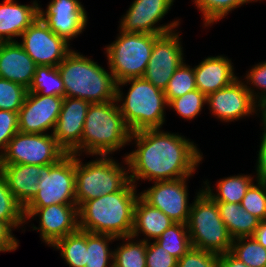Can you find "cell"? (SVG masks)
Wrapping results in <instances>:
<instances>
[{"label":"cell","mask_w":266,"mask_h":267,"mask_svg":"<svg viewBox=\"0 0 266 267\" xmlns=\"http://www.w3.org/2000/svg\"><path fill=\"white\" fill-rule=\"evenodd\" d=\"M132 140L137 149L125 156L123 164L135 186L142 179L155 182L193 176L203 159L193 141L161 128L133 132Z\"/></svg>","instance_id":"6da1fadb"},{"label":"cell","mask_w":266,"mask_h":267,"mask_svg":"<svg viewBox=\"0 0 266 267\" xmlns=\"http://www.w3.org/2000/svg\"><path fill=\"white\" fill-rule=\"evenodd\" d=\"M129 181L120 191L85 201L78 208L79 229L116 238L131 236L138 197Z\"/></svg>","instance_id":"7a4b0ae2"},{"label":"cell","mask_w":266,"mask_h":267,"mask_svg":"<svg viewBox=\"0 0 266 267\" xmlns=\"http://www.w3.org/2000/svg\"><path fill=\"white\" fill-rule=\"evenodd\" d=\"M57 68L65 97L79 98L90 104L116 100L117 83L112 72L89 57L72 50Z\"/></svg>","instance_id":"3957f363"},{"label":"cell","mask_w":266,"mask_h":267,"mask_svg":"<svg viewBox=\"0 0 266 267\" xmlns=\"http://www.w3.org/2000/svg\"><path fill=\"white\" fill-rule=\"evenodd\" d=\"M130 135L116 100L90 104L81 137V154L110 156L129 145Z\"/></svg>","instance_id":"277c9868"},{"label":"cell","mask_w":266,"mask_h":267,"mask_svg":"<svg viewBox=\"0 0 266 267\" xmlns=\"http://www.w3.org/2000/svg\"><path fill=\"white\" fill-rule=\"evenodd\" d=\"M130 85L126 97L121 86ZM124 97V98H123ZM116 101L130 132L162 128L168 106L164 90L155 87L144 77L130 78L117 83Z\"/></svg>","instance_id":"5b68a950"},{"label":"cell","mask_w":266,"mask_h":267,"mask_svg":"<svg viewBox=\"0 0 266 267\" xmlns=\"http://www.w3.org/2000/svg\"><path fill=\"white\" fill-rule=\"evenodd\" d=\"M196 194L187 222L192 247L217 255L230 252L233 238L220 217L217 203L203 189Z\"/></svg>","instance_id":"8992f818"},{"label":"cell","mask_w":266,"mask_h":267,"mask_svg":"<svg viewBox=\"0 0 266 267\" xmlns=\"http://www.w3.org/2000/svg\"><path fill=\"white\" fill-rule=\"evenodd\" d=\"M75 155V196L78 208L88 200L120 191L129 181V171L113 157L99 156L82 163Z\"/></svg>","instance_id":"52a82bcc"},{"label":"cell","mask_w":266,"mask_h":267,"mask_svg":"<svg viewBox=\"0 0 266 267\" xmlns=\"http://www.w3.org/2000/svg\"><path fill=\"white\" fill-rule=\"evenodd\" d=\"M160 35L146 33H122L105 48L109 70L116 83L143 77L155 40Z\"/></svg>","instance_id":"ba28073f"},{"label":"cell","mask_w":266,"mask_h":267,"mask_svg":"<svg viewBox=\"0 0 266 267\" xmlns=\"http://www.w3.org/2000/svg\"><path fill=\"white\" fill-rule=\"evenodd\" d=\"M37 194L25 207L76 204L75 154L67 153L57 163L40 168Z\"/></svg>","instance_id":"9c48e42d"},{"label":"cell","mask_w":266,"mask_h":267,"mask_svg":"<svg viewBox=\"0 0 266 267\" xmlns=\"http://www.w3.org/2000/svg\"><path fill=\"white\" fill-rule=\"evenodd\" d=\"M66 154L53 134L17 132L0 154V164L45 166L57 163Z\"/></svg>","instance_id":"30bf717a"},{"label":"cell","mask_w":266,"mask_h":267,"mask_svg":"<svg viewBox=\"0 0 266 267\" xmlns=\"http://www.w3.org/2000/svg\"><path fill=\"white\" fill-rule=\"evenodd\" d=\"M20 37L19 44L37 66L57 67L72 51L70 44L52 32L39 16Z\"/></svg>","instance_id":"8fae6325"},{"label":"cell","mask_w":266,"mask_h":267,"mask_svg":"<svg viewBox=\"0 0 266 267\" xmlns=\"http://www.w3.org/2000/svg\"><path fill=\"white\" fill-rule=\"evenodd\" d=\"M25 223L28 219L39 217V226H32L40 231L42 242L52 246L59 239L79 229L77 204H55L47 207H24Z\"/></svg>","instance_id":"7c38bea8"},{"label":"cell","mask_w":266,"mask_h":267,"mask_svg":"<svg viewBox=\"0 0 266 267\" xmlns=\"http://www.w3.org/2000/svg\"><path fill=\"white\" fill-rule=\"evenodd\" d=\"M173 2L174 0H134L120 20V31L156 35L177 31L175 28L179 26V20L157 25L171 9Z\"/></svg>","instance_id":"4fadbf2b"},{"label":"cell","mask_w":266,"mask_h":267,"mask_svg":"<svg viewBox=\"0 0 266 267\" xmlns=\"http://www.w3.org/2000/svg\"><path fill=\"white\" fill-rule=\"evenodd\" d=\"M188 179L155 181L153 186L139 193L140 197L150 206L160 209L175 223L187 224L191 208L188 203Z\"/></svg>","instance_id":"5bb4252c"},{"label":"cell","mask_w":266,"mask_h":267,"mask_svg":"<svg viewBox=\"0 0 266 267\" xmlns=\"http://www.w3.org/2000/svg\"><path fill=\"white\" fill-rule=\"evenodd\" d=\"M180 33L172 31L160 35L154 42L144 78L162 90L174 71L185 61Z\"/></svg>","instance_id":"9a60e30c"},{"label":"cell","mask_w":266,"mask_h":267,"mask_svg":"<svg viewBox=\"0 0 266 267\" xmlns=\"http://www.w3.org/2000/svg\"><path fill=\"white\" fill-rule=\"evenodd\" d=\"M206 104L211 113L222 122H231L240 118L261 113L263 109L256 104L245 82L238 77L229 86L207 96ZM259 107V109H258Z\"/></svg>","instance_id":"2e32d148"},{"label":"cell","mask_w":266,"mask_h":267,"mask_svg":"<svg viewBox=\"0 0 266 267\" xmlns=\"http://www.w3.org/2000/svg\"><path fill=\"white\" fill-rule=\"evenodd\" d=\"M63 97L28 92L18 112L19 132L45 134L55 129Z\"/></svg>","instance_id":"e0dca14e"},{"label":"cell","mask_w":266,"mask_h":267,"mask_svg":"<svg viewBox=\"0 0 266 267\" xmlns=\"http://www.w3.org/2000/svg\"><path fill=\"white\" fill-rule=\"evenodd\" d=\"M87 11L79 0H52L43 10L39 5V17L57 36L68 43L84 31Z\"/></svg>","instance_id":"ac0fdd59"},{"label":"cell","mask_w":266,"mask_h":267,"mask_svg":"<svg viewBox=\"0 0 266 267\" xmlns=\"http://www.w3.org/2000/svg\"><path fill=\"white\" fill-rule=\"evenodd\" d=\"M89 105L79 98L63 99L53 136L67 153L81 155V137Z\"/></svg>","instance_id":"d6986e66"},{"label":"cell","mask_w":266,"mask_h":267,"mask_svg":"<svg viewBox=\"0 0 266 267\" xmlns=\"http://www.w3.org/2000/svg\"><path fill=\"white\" fill-rule=\"evenodd\" d=\"M37 64L16 42H0V78L29 88Z\"/></svg>","instance_id":"ffe728a7"},{"label":"cell","mask_w":266,"mask_h":267,"mask_svg":"<svg viewBox=\"0 0 266 267\" xmlns=\"http://www.w3.org/2000/svg\"><path fill=\"white\" fill-rule=\"evenodd\" d=\"M194 74L197 89L206 97L229 86L238 78L234 73L231 59L222 55L205 58L194 67Z\"/></svg>","instance_id":"44dd1931"},{"label":"cell","mask_w":266,"mask_h":267,"mask_svg":"<svg viewBox=\"0 0 266 267\" xmlns=\"http://www.w3.org/2000/svg\"><path fill=\"white\" fill-rule=\"evenodd\" d=\"M22 5L15 0H4L0 4V42H16L15 37L21 34L39 16V4Z\"/></svg>","instance_id":"7402d4cb"},{"label":"cell","mask_w":266,"mask_h":267,"mask_svg":"<svg viewBox=\"0 0 266 267\" xmlns=\"http://www.w3.org/2000/svg\"><path fill=\"white\" fill-rule=\"evenodd\" d=\"M41 167L28 164H0V172L5 177L9 190L23 208L37 194Z\"/></svg>","instance_id":"603a6c76"},{"label":"cell","mask_w":266,"mask_h":267,"mask_svg":"<svg viewBox=\"0 0 266 267\" xmlns=\"http://www.w3.org/2000/svg\"><path fill=\"white\" fill-rule=\"evenodd\" d=\"M175 222L160 209L146 203L140 196L134 207V225L131 236L138 238L139 233L145 236L142 240L150 242L158 239L161 234Z\"/></svg>","instance_id":"cb8c5ba5"},{"label":"cell","mask_w":266,"mask_h":267,"mask_svg":"<svg viewBox=\"0 0 266 267\" xmlns=\"http://www.w3.org/2000/svg\"><path fill=\"white\" fill-rule=\"evenodd\" d=\"M220 217L233 239L253 236L260 219L247 212L240 204L216 202Z\"/></svg>","instance_id":"d4e9b609"},{"label":"cell","mask_w":266,"mask_h":267,"mask_svg":"<svg viewBox=\"0 0 266 267\" xmlns=\"http://www.w3.org/2000/svg\"><path fill=\"white\" fill-rule=\"evenodd\" d=\"M252 175H234L220 179L217 183L216 193H213L214 189H211L208 180L203 183L206 184L204 191L215 201V202H228L240 204L241 200L246 194L247 189L253 183Z\"/></svg>","instance_id":"484cf974"},{"label":"cell","mask_w":266,"mask_h":267,"mask_svg":"<svg viewBox=\"0 0 266 267\" xmlns=\"http://www.w3.org/2000/svg\"><path fill=\"white\" fill-rule=\"evenodd\" d=\"M51 247L60 251L69 267H85L87 257V231L76 232L56 241Z\"/></svg>","instance_id":"4316f807"},{"label":"cell","mask_w":266,"mask_h":267,"mask_svg":"<svg viewBox=\"0 0 266 267\" xmlns=\"http://www.w3.org/2000/svg\"><path fill=\"white\" fill-rule=\"evenodd\" d=\"M119 239L125 243L113 250V267H146L147 242L141 239L134 242L133 236Z\"/></svg>","instance_id":"83f0119b"},{"label":"cell","mask_w":266,"mask_h":267,"mask_svg":"<svg viewBox=\"0 0 266 267\" xmlns=\"http://www.w3.org/2000/svg\"><path fill=\"white\" fill-rule=\"evenodd\" d=\"M112 240L118 241L119 238L107 234L87 232L85 267H113V250L109 248V242L111 243Z\"/></svg>","instance_id":"f1b7e54d"},{"label":"cell","mask_w":266,"mask_h":267,"mask_svg":"<svg viewBox=\"0 0 266 267\" xmlns=\"http://www.w3.org/2000/svg\"><path fill=\"white\" fill-rule=\"evenodd\" d=\"M28 92L64 98V83L58 68L53 66H37Z\"/></svg>","instance_id":"f546056e"},{"label":"cell","mask_w":266,"mask_h":267,"mask_svg":"<svg viewBox=\"0 0 266 267\" xmlns=\"http://www.w3.org/2000/svg\"><path fill=\"white\" fill-rule=\"evenodd\" d=\"M155 242L177 259L192 248L187 224L182 223L172 224Z\"/></svg>","instance_id":"4dcf8cb0"},{"label":"cell","mask_w":266,"mask_h":267,"mask_svg":"<svg viewBox=\"0 0 266 267\" xmlns=\"http://www.w3.org/2000/svg\"><path fill=\"white\" fill-rule=\"evenodd\" d=\"M230 253L249 267H266V248L253 236L233 239Z\"/></svg>","instance_id":"1f68e13d"},{"label":"cell","mask_w":266,"mask_h":267,"mask_svg":"<svg viewBox=\"0 0 266 267\" xmlns=\"http://www.w3.org/2000/svg\"><path fill=\"white\" fill-rule=\"evenodd\" d=\"M0 221L12 230L25 223L23 207L9 190L5 177L0 172Z\"/></svg>","instance_id":"d6a6232c"},{"label":"cell","mask_w":266,"mask_h":267,"mask_svg":"<svg viewBox=\"0 0 266 267\" xmlns=\"http://www.w3.org/2000/svg\"><path fill=\"white\" fill-rule=\"evenodd\" d=\"M257 1L259 0H194L193 2L202 12L204 25L208 27L225 18L235 8L241 7L245 3Z\"/></svg>","instance_id":"836d02e7"},{"label":"cell","mask_w":266,"mask_h":267,"mask_svg":"<svg viewBox=\"0 0 266 267\" xmlns=\"http://www.w3.org/2000/svg\"><path fill=\"white\" fill-rule=\"evenodd\" d=\"M197 89L194 68L183 62L172 75L164 90L167 103Z\"/></svg>","instance_id":"e575fe53"},{"label":"cell","mask_w":266,"mask_h":267,"mask_svg":"<svg viewBox=\"0 0 266 267\" xmlns=\"http://www.w3.org/2000/svg\"><path fill=\"white\" fill-rule=\"evenodd\" d=\"M206 100L207 97L198 89H195L179 98L172 99L167 107L173 108L180 117L192 120L202 111Z\"/></svg>","instance_id":"d590c367"},{"label":"cell","mask_w":266,"mask_h":267,"mask_svg":"<svg viewBox=\"0 0 266 267\" xmlns=\"http://www.w3.org/2000/svg\"><path fill=\"white\" fill-rule=\"evenodd\" d=\"M27 93L28 89L22 85L0 78V110L18 113Z\"/></svg>","instance_id":"8d00e7d4"},{"label":"cell","mask_w":266,"mask_h":267,"mask_svg":"<svg viewBox=\"0 0 266 267\" xmlns=\"http://www.w3.org/2000/svg\"><path fill=\"white\" fill-rule=\"evenodd\" d=\"M240 205L261 221L266 220V182L257 180L247 189Z\"/></svg>","instance_id":"74e56055"},{"label":"cell","mask_w":266,"mask_h":267,"mask_svg":"<svg viewBox=\"0 0 266 267\" xmlns=\"http://www.w3.org/2000/svg\"><path fill=\"white\" fill-rule=\"evenodd\" d=\"M247 73L245 77L246 80L244 81H247L245 86L250 90L252 98L260 106V108L263 109V111H266V61L254 65V67H252ZM248 84L251 86L253 85L256 90L258 89L261 92L256 94L253 87L247 86Z\"/></svg>","instance_id":"f35d334b"},{"label":"cell","mask_w":266,"mask_h":267,"mask_svg":"<svg viewBox=\"0 0 266 267\" xmlns=\"http://www.w3.org/2000/svg\"><path fill=\"white\" fill-rule=\"evenodd\" d=\"M219 255L192 247L177 261V267H218Z\"/></svg>","instance_id":"ab89813d"},{"label":"cell","mask_w":266,"mask_h":267,"mask_svg":"<svg viewBox=\"0 0 266 267\" xmlns=\"http://www.w3.org/2000/svg\"><path fill=\"white\" fill-rule=\"evenodd\" d=\"M177 261V258L155 241L147 242L146 267H177Z\"/></svg>","instance_id":"60d3db41"},{"label":"cell","mask_w":266,"mask_h":267,"mask_svg":"<svg viewBox=\"0 0 266 267\" xmlns=\"http://www.w3.org/2000/svg\"><path fill=\"white\" fill-rule=\"evenodd\" d=\"M17 132H19L18 113L0 110V154Z\"/></svg>","instance_id":"b9f144b4"},{"label":"cell","mask_w":266,"mask_h":267,"mask_svg":"<svg viewBox=\"0 0 266 267\" xmlns=\"http://www.w3.org/2000/svg\"><path fill=\"white\" fill-rule=\"evenodd\" d=\"M19 247V241L12 235V229L0 221V252L14 251Z\"/></svg>","instance_id":"7bdbcfd3"},{"label":"cell","mask_w":266,"mask_h":267,"mask_svg":"<svg viewBox=\"0 0 266 267\" xmlns=\"http://www.w3.org/2000/svg\"><path fill=\"white\" fill-rule=\"evenodd\" d=\"M256 163V179L266 182V145L261 141Z\"/></svg>","instance_id":"ee69618b"},{"label":"cell","mask_w":266,"mask_h":267,"mask_svg":"<svg viewBox=\"0 0 266 267\" xmlns=\"http://www.w3.org/2000/svg\"><path fill=\"white\" fill-rule=\"evenodd\" d=\"M218 267H249L234 257L230 252L219 255Z\"/></svg>","instance_id":"f6af8a7d"},{"label":"cell","mask_w":266,"mask_h":267,"mask_svg":"<svg viewBox=\"0 0 266 267\" xmlns=\"http://www.w3.org/2000/svg\"><path fill=\"white\" fill-rule=\"evenodd\" d=\"M253 237L266 248V220L260 221L259 226L255 230Z\"/></svg>","instance_id":"bcb514c9"},{"label":"cell","mask_w":266,"mask_h":267,"mask_svg":"<svg viewBox=\"0 0 266 267\" xmlns=\"http://www.w3.org/2000/svg\"><path fill=\"white\" fill-rule=\"evenodd\" d=\"M261 120H262V126H263V133H262V136L260 138V140L266 145V111H262L261 112Z\"/></svg>","instance_id":"7dc6e473"}]
</instances>
